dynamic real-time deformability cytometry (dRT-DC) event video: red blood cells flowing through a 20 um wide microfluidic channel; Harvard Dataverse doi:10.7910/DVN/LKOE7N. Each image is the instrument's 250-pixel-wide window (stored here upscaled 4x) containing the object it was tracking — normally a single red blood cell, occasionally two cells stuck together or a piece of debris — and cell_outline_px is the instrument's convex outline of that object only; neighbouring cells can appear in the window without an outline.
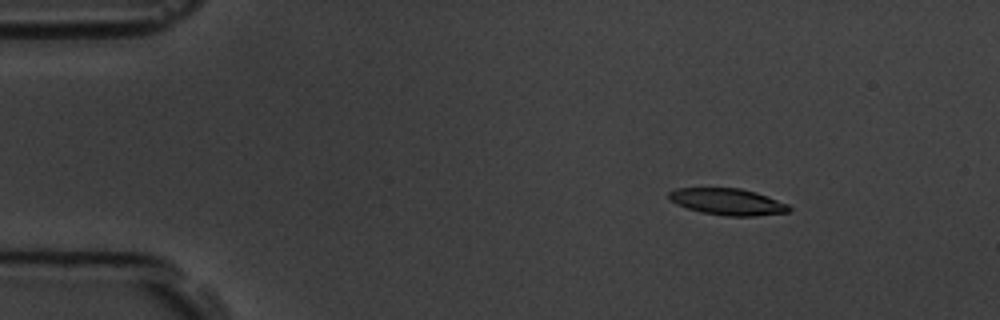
{"species": "common noctule bat (a hibernating species)", "species_latin": "Nyctalus noctula", "temperature_condition": "room temperature", "stored_images_in_passage": 5, "camera_frame_rate_fps": 3000, "um_per_image_px": 0.085, "animal": {"sex": "male", "body_mass_g": 19.5, "forearm_length_mm": 54.6}, "frame": {"image": 1, "passage_image": 2, "time_ms": 1.333, "image_size_px": [1000, 320], "cell_outline_px": [[792, 212], [756, 216], [724, 216], [700, 212], [676, 204], [668, 200], [668, 192], [676, 188], [740, 188], [756, 192], [768, 196], [788, 204], [792, 208]], "centroid_in_image_um": [61.86, 17.15], "position_along_channel_um": 23.1, "area_um2": 18.9}}
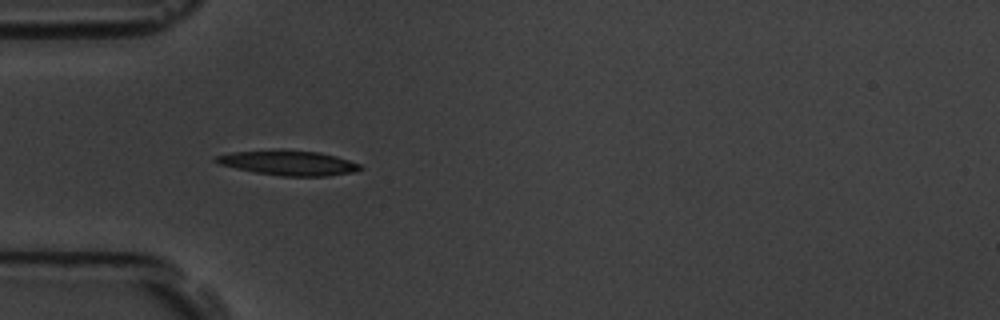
{"frame": {"image": 2, "passage_image": 4, "time_ms": 4.333, "image_size_px": [1000, 320], "cell_outline_px": [[364, 168], [352, 172], [324, 176], [280, 176], [256, 172], [236, 168], [220, 164], [212, 160], [216, 156], [232, 152], [280, 148], [320, 152], [336, 156], [360, 164]], "centroid_in_image_um": [24.5, 13.82], "position_along_channel_um": 60.5, "area_um2": 21.1}}
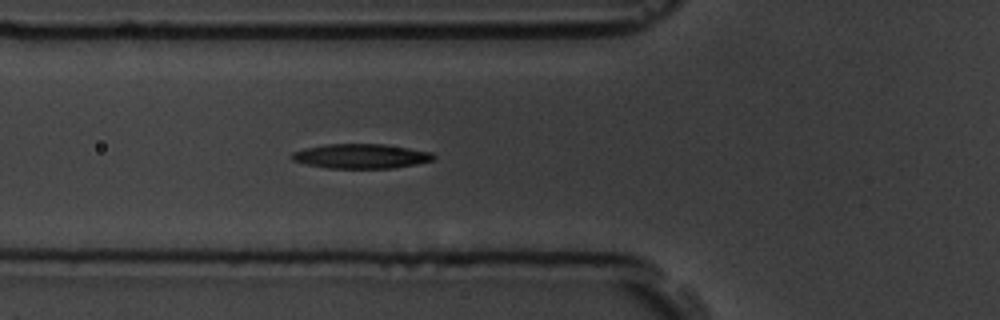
{"frame": {"image": 3, "passage_image": 5, "time_ms": 5.333, "image_size_px": [1000, 320], "cell_outline_px": [[436, 156], [432, 160], [416, 164], [392, 168], [328, 168], [304, 164], [292, 160], [292, 152], [304, 148], [328, 144], [384, 144], [432, 152]], "centroid_in_image_um": [30.67, 13.27], "position_along_channel_um": 95.1, "area_um2": 20.23}}